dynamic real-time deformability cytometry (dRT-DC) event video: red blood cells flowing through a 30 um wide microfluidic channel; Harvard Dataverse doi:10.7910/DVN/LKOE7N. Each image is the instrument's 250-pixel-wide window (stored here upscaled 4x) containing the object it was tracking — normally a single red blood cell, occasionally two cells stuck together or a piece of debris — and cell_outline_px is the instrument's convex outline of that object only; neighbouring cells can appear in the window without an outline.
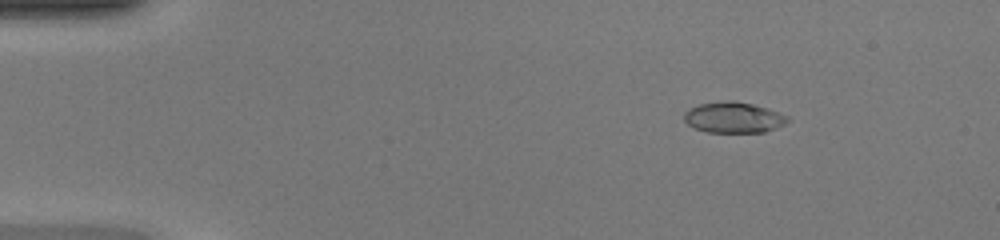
{"species": "common noctule bat (a hibernating species)", "species_latin": "Nyctalus noctula", "temperature_condition": "warm", "stored_images_in_passage": 48, "camera_frame_rate_fps": 3000, "um_per_image_px": 0.085, "animal": {"sex": "female", "body_mass_g": 20.0, "forearm_length_mm": 54.0}, "frame": {"image": 1, "passage_image": 7, "time_ms": 2.0, "image_size_px": [1000, 240], "cell_outline_px": [[788, 120], [784, 124], [776, 128], [764, 132], [708, 132], [696, 128], [688, 124], [684, 120], [684, 112], [688, 108], [700, 104], [720, 100], [732, 100], [752, 104], [768, 108], [788, 116]], "centroid_in_image_um": [62.33, 9.97], "position_along_channel_um": 22.7, "area_um2": 18.61}}
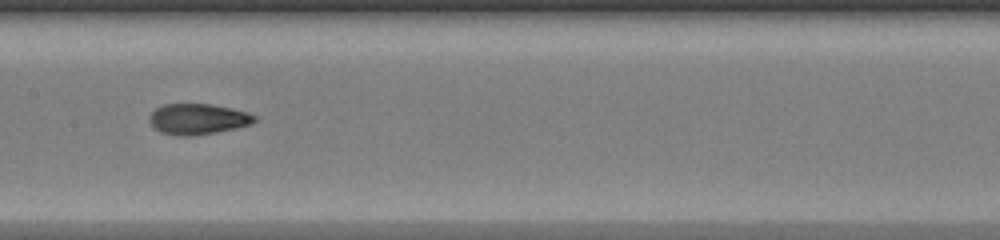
{"frame": {"image": 2, "passage_image": 25, "time_ms": 8.0, "image_size_px": [1000, 240], "cell_outline_px": [[256, 120], [252, 124], [236, 128], [216, 132], [192, 136], [176, 136], [160, 132], [148, 120], [148, 116], [156, 108], [164, 104], [212, 104], [232, 108], [248, 112], [256, 116]], "centroid_in_image_um": [16.82, 10.12], "position_along_channel_um": 190.6, "area_um2": 18.96}}
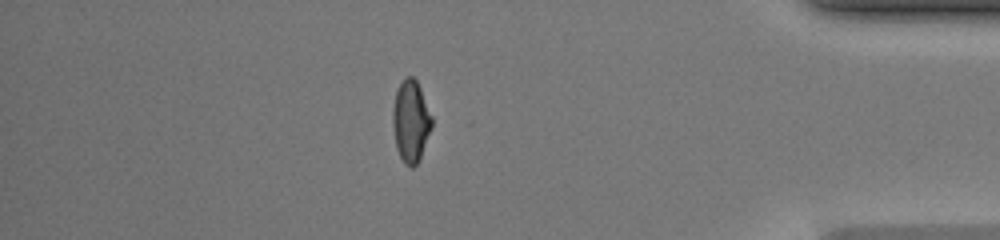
{"frame": {"image": 3, "passage_image": 42, "time_ms": 13.667, "image_size_px": [1000, 240], "cell_outline_px": [[432, 128], [420, 160], [412, 168], [404, 164], [396, 148], [392, 124], [392, 108], [396, 92], [404, 76], [412, 76], [416, 80], [420, 88], [432, 116]], "centroid_in_image_um": [34.91, 10.32], "position_along_channel_um": 400.3, "area_um2": 18.84}, "authors_computed_cell_mechanics": {"area_um2": 18.6983, "velocity_mm_per_s": 4.3209, "shape_relaxation_time_tau1_ms": null, "shape_relaxation_time_tau2_ms": 1.214, "deformation_change_tau1": null, "deformation_change_tau2": 0.0686}}